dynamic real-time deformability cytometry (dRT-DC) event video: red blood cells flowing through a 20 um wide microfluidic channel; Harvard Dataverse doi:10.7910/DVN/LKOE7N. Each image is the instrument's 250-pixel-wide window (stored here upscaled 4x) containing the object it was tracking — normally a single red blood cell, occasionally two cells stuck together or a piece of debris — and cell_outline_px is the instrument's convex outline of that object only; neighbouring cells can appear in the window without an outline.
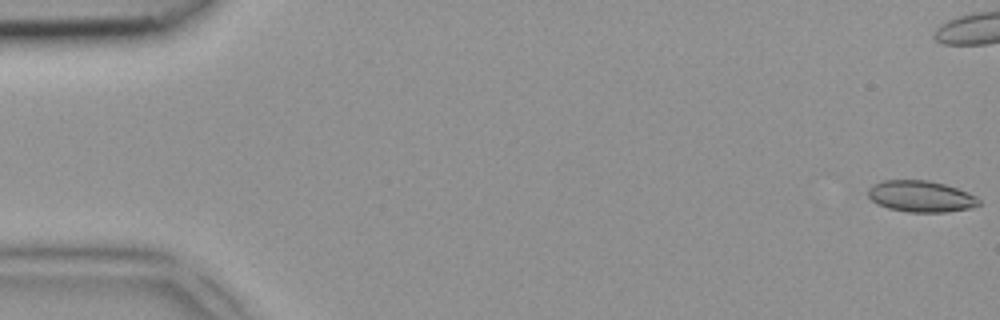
{"species": "common noctule bat (a hibernating species)", "species_latin": "Nyctalus noctula", "temperature_condition": "room temperature", "stored_images_in_passage": 8, "segment_of_instrument_passage": [1, 2], "camera_frame_rate_fps": 3000, "um_per_image_px": 0.085, "animal": {"sex": "female", "body_mass_g": 18.4}, "frame": {"image": 1, "passage_image": 1, "time_ms": 0.0, "image_size_px": [1000, 320], "cell_outline_px": [[980, 204], [968, 208], [948, 212], [908, 212], [888, 208], [876, 204], [868, 196], [868, 188], [872, 184], [884, 180], [928, 180], [944, 184], [968, 192], [976, 196], [980, 200]], "centroid_in_image_um": [78.25, 16.69], "position_along_channel_um": 6.8, "area_um2": 20.29}}
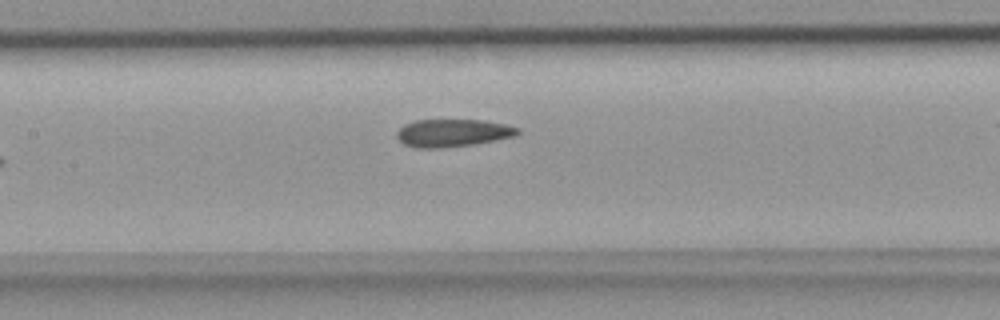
{"frame": {"image": 2, "passage_image": 7, "time_ms": 2.0, "image_size_px": [1000, 320], "cell_outline_px": [[520, 132], [516, 136], [472, 144], [444, 148], [416, 148], [404, 144], [396, 136], [396, 132], [404, 124], [416, 120], [480, 120], [504, 124], [520, 128]], "centroid_in_image_um": [38.46, 11.3], "position_along_channel_um": 168.9, "area_um2": 19.42}}